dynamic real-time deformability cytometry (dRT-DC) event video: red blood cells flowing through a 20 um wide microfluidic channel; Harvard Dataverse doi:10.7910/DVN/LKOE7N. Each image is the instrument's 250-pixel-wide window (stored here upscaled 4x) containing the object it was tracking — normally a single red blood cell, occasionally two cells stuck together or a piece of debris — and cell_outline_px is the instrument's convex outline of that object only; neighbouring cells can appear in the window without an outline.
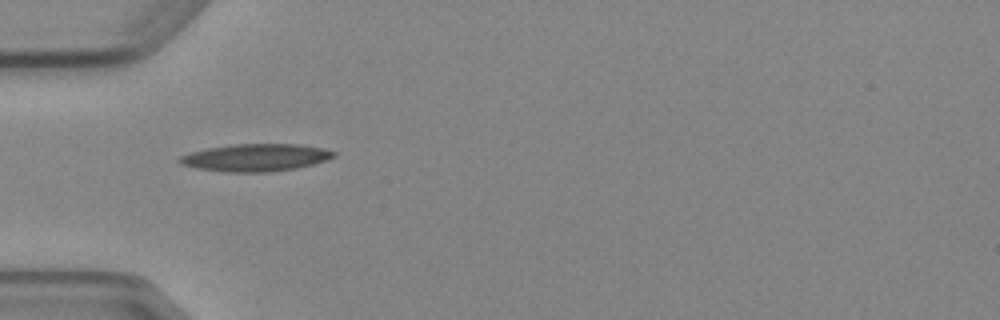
{"species": "Egyptian fruit bat (a non-hibernating species)", "species_latin": "Rousettus aegyptiacus", "temperature_condition": "cold", "stored_images_in_passage": 3, "camera_frame_rate_fps": 3000, "um_per_image_px": 0.085, "animal": {"sex": "female"}, "frame": {"image": 1, "passage_image": 2, "time_ms": 1.333, "image_size_px": [1000, 320], "cell_outline_px": [[336, 156], [312, 164], [296, 168], [268, 172], [224, 172], [196, 168], [180, 164], [176, 160], [180, 156], [192, 152], [208, 148], [232, 144], [300, 144], [324, 148], [336, 152]], "centroid_in_image_um": [21.71, 13.39], "position_along_channel_um": 63.3, "area_um2": 24.62}}
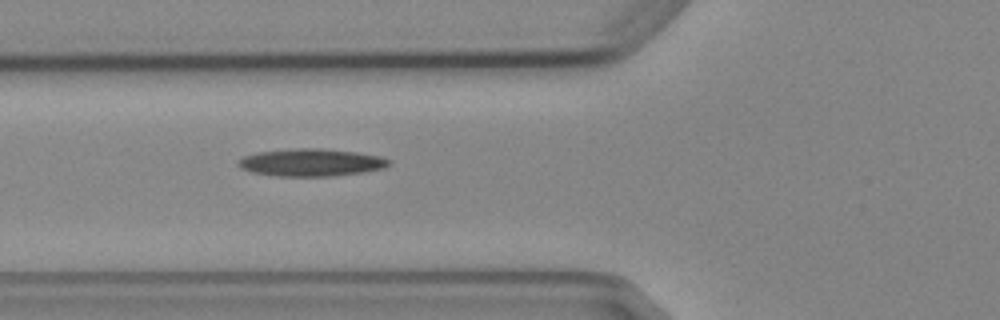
{"frame": {"image": 2, "passage_image": 3, "time_ms": 2.333, "image_size_px": [1000, 320], "cell_outline_px": [[392, 160], [384, 168], [364, 172], [336, 176], [276, 176], [252, 172], [240, 168], [236, 164], [244, 156], [256, 152], [296, 148], [320, 148], [356, 152], [380, 156]], "centroid_in_image_um": [26.45, 13.81], "position_along_channel_um": 99.4, "area_um2": 24.22}}